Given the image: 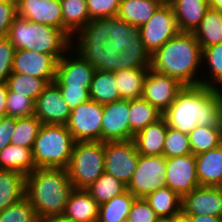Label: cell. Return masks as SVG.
I'll return each instance as SVG.
<instances>
[{"label": "cell", "instance_id": "6da1fadb", "mask_svg": "<svg viewBox=\"0 0 222 222\" xmlns=\"http://www.w3.org/2000/svg\"><path fill=\"white\" fill-rule=\"evenodd\" d=\"M167 125L189 134L197 125L222 127V90L184 86L163 113Z\"/></svg>", "mask_w": 222, "mask_h": 222}, {"label": "cell", "instance_id": "7a4b0ae2", "mask_svg": "<svg viewBox=\"0 0 222 222\" xmlns=\"http://www.w3.org/2000/svg\"><path fill=\"white\" fill-rule=\"evenodd\" d=\"M202 58L203 49L194 33L179 32L151 55L150 68L177 79L183 86H198L204 76L199 71L204 70Z\"/></svg>", "mask_w": 222, "mask_h": 222}, {"label": "cell", "instance_id": "3957f363", "mask_svg": "<svg viewBox=\"0 0 222 222\" xmlns=\"http://www.w3.org/2000/svg\"><path fill=\"white\" fill-rule=\"evenodd\" d=\"M74 187L65 168H36L25 179V197L42 221L63 215Z\"/></svg>", "mask_w": 222, "mask_h": 222}, {"label": "cell", "instance_id": "277c9868", "mask_svg": "<svg viewBox=\"0 0 222 222\" xmlns=\"http://www.w3.org/2000/svg\"><path fill=\"white\" fill-rule=\"evenodd\" d=\"M16 50L53 54L58 60L71 49V38L53 26L16 16L7 36Z\"/></svg>", "mask_w": 222, "mask_h": 222}, {"label": "cell", "instance_id": "5b68a950", "mask_svg": "<svg viewBox=\"0 0 222 222\" xmlns=\"http://www.w3.org/2000/svg\"><path fill=\"white\" fill-rule=\"evenodd\" d=\"M75 144L67 125L43 124L32 149L36 168H67Z\"/></svg>", "mask_w": 222, "mask_h": 222}, {"label": "cell", "instance_id": "8992f818", "mask_svg": "<svg viewBox=\"0 0 222 222\" xmlns=\"http://www.w3.org/2000/svg\"><path fill=\"white\" fill-rule=\"evenodd\" d=\"M105 142H75L67 172L74 189H87L104 170Z\"/></svg>", "mask_w": 222, "mask_h": 222}, {"label": "cell", "instance_id": "52a82bcc", "mask_svg": "<svg viewBox=\"0 0 222 222\" xmlns=\"http://www.w3.org/2000/svg\"><path fill=\"white\" fill-rule=\"evenodd\" d=\"M139 29L143 46L150 56L180 32L173 9L166 0Z\"/></svg>", "mask_w": 222, "mask_h": 222}, {"label": "cell", "instance_id": "ba28073f", "mask_svg": "<svg viewBox=\"0 0 222 222\" xmlns=\"http://www.w3.org/2000/svg\"><path fill=\"white\" fill-rule=\"evenodd\" d=\"M166 157L139 155L134 174L126 186L136 198H145L148 194L165 186Z\"/></svg>", "mask_w": 222, "mask_h": 222}, {"label": "cell", "instance_id": "9c48e42d", "mask_svg": "<svg viewBox=\"0 0 222 222\" xmlns=\"http://www.w3.org/2000/svg\"><path fill=\"white\" fill-rule=\"evenodd\" d=\"M103 105L88 100L73 108L67 128L75 142L101 141Z\"/></svg>", "mask_w": 222, "mask_h": 222}, {"label": "cell", "instance_id": "30bf717a", "mask_svg": "<svg viewBox=\"0 0 222 222\" xmlns=\"http://www.w3.org/2000/svg\"><path fill=\"white\" fill-rule=\"evenodd\" d=\"M138 158L139 153L133 140L105 142L104 170L126 186L134 174Z\"/></svg>", "mask_w": 222, "mask_h": 222}, {"label": "cell", "instance_id": "8fae6325", "mask_svg": "<svg viewBox=\"0 0 222 222\" xmlns=\"http://www.w3.org/2000/svg\"><path fill=\"white\" fill-rule=\"evenodd\" d=\"M69 53L68 55L67 52L58 60L54 83L59 88L90 89L96 69L72 48Z\"/></svg>", "mask_w": 222, "mask_h": 222}, {"label": "cell", "instance_id": "7c38bea8", "mask_svg": "<svg viewBox=\"0 0 222 222\" xmlns=\"http://www.w3.org/2000/svg\"><path fill=\"white\" fill-rule=\"evenodd\" d=\"M165 186L171 188L181 198L200 184L197 180L196 157L193 153L166 158Z\"/></svg>", "mask_w": 222, "mask_h": 222}, {"label": "cell", "instance_id": "4fadbf2b", "mask_svg": "<svg viewBox=\"0 0 222 222\" xmlns=\"http://www.w3.org/2000/svg\"><path fill=\"white\" fill-rule=\"evenodd\" d=\"M183 87L177 79L149 68L144 81L142 98L164 113Z\"/></svg>", "mask_w": 222, "mask_h": 222}, {"label": "cell", "instance_id": "5bb4252c", "mask_svg": "<svg viewBox=\"0 0 222 222\" xmlns=\"http://www.w3.org/2000/svg\"><path fill=\"white\" fill-rule=\"evenodd\" d=\"M133 138L129 125V100L119 99L103 105L101 141H128Z\"/></svg>", "mask_w": 222, "mask_h": 222}, {"label": "cell", "instance_id": "9a60e30c", "mask_svg": "<svg viewBox=\"0 0 222 222\" xmlns=\"http://www.w3.org/2000/svg\"><path fill=\"white\" fill-rule=\"evenodd\" d=\"M70 113V107L54 82L49 83L34 104V116L43 124L67 125Z\"/></svg>", "mask_w": 222, "mask_h": 222}, {"label": "cell", "instance_id": "2e32d148", "mask_svg": "<svg viewBox=\"0 0 222 222\" xmlns=\"http://www.w3.org/2000/svg\"><path fill=\"white\" fill-rule=\"evenodd\" d=\"M58 59L53 54L31 50H15L12 73H21L53 83Z\"/></svg>", "mask_w": 222, "mask_h": 222}, {"label": "cell", "instance_id": "e0dca14e", "mask_svg": "<svg viewBox=\"0 0 222 222\" xmlns=\"http://www.w3.org/2000/svg\"><path fill=\"white\" fill-rule=\"evenodd\" d=\"M181 211L186 215L222 217V187H196L182 197Z\"/></svg>", "mask_w": 222, "mask_h": 222}, {"label": "cell", "instance_id": "ac0fdd59", "mask_svg": "<svg viewBox=\"0 0 222 222\" xmlns=\"http://www.w3.org/2000/svg\"><path fill=\"white\" fill-rule=\"evenodd\" d=\"M82 59L87 60L96 71H119L127 69V59L123 51L114 49L112 44L93 46H71ZM74 48V49H73Z\"/></svg>", "mask_w": 222, "mask_h": 222}, {"label": "cell", "instance_id": "d6986e66", "mask_svg": "<svg viewBox=\"0 0 222 222\" xmlns=\"http://www.w3.org/2000/svg\"><path fill=\"white\" fill-rule=\"evenodd\" d=\"M17 15L38 24L63 30L61 2L59 0H16Z\"/></svg>", "mask_w": 222, "mask_h": 222}, {"label": "cell", "instance_id": "ffe728a7", "mask_svg": "<svg viewBox=\"0 0 222 222\" xmlns=\"http://www.w3.org/2000/svg\"><path fill=\"white\" fill-rule=\"evenodd\" d=\"M172 7L180 32H194L207 10L208 0H166Z\"/></svg>", "mask_w": 222, "mask_h": 222}, {"label": "cell", "instance_id": "44dd1931", "mask_svg": "<svg viewBox=\"0 0 222 222\" xmlns=\"http://www.w3.org/2000/svg\"><path fill=\"white\" fill-rule=\"evenodd\" d=\"M195 157L200 186L222 187V144Z\"/></svg>", "mask_w": 222, "mask_h": 222}, {"label": "cell", "instance_id": "7402d4cb", "mask_svg": "<svg viewBox=\"0 0 222 222\" xmlns=\"http://www.w3.org/2000/svg\"><path fill=\"white\" fill-rule=\"evenodd\" d=\"M167 128V122L165 118L162 117L138 132L134 136L133 141L135 142L139 155H163Z\"/></svg>", "mask_w": 222, "mask_h": 222}, {"label": "cell", "instance_id": "603a6c76", "mask_svg": "<svg viewBox=\"0 0 222 222\" xmlns=\"http://www.w3.org/2000/svg\"><path fill=\"white\" fill-rule=\"evenodd\" d=\"M98 212L99 204L86 189H73L63 216L77 222H97Z\"/></svg>", "mask_w": 222, "mask_h": 222}, {"label": "cell", "instance_id": "cb8c5ba5", "mask_svg": "<svg viewBox=\"0 0 222 222\" xmlns=\"http://www.w3.org/2000/svg\"><path fill=\"white\" fill-rule=\"evenodd\" d=\"M165 0H121L117 17L142 27Z\"/></svg>", "mask_w": 222, "mask_h": 222}, {"label": "cell", "instance_id": "d4e9b609", "mask_svg": "<svg viewBox=\"0 0 222 222\" xmlns=\"http://www.w3.org/2000/svg\"><path fill=\"white\" fill-rule=\"evenodd\" d=\"M34 169L32 149L7 144L0 151V170L19 171L26 176Z\"/></svg>", "mask_w": 222, "mask_h": 222}, {"label": "cell", "instance_id": "484cf974", "mask_svg": "<svg viewBox=\"0 0 222 222\" xmlns=\"http://www.w3.org/2000/svg\"><path fill=\"white\" fill-rule=\"evenodd\" d=\"M110 26L111 17L90 20L84 28L75 33L77 36L71 37V46H93V44L106 46L110 44Z\"/></svg>", "mask_w": 222, "mask_h": 222}, {"label": "cell", "instance_id": "4316f807", "mask_svg": "<svg viewBox=\"0 0 222 222\" xmlns=\"http://www.w3.org/2000/svg\"><path fill=\"white\" fill-rule=\"evenodd\" d=\"M25 179L19 171L0 170V211L25 196Z\"/></svg>", "mask_w": 222, "mask_h": 222}, {"label": "cell", "instance_id": "83f0119b", "mask_svg": "<svg viewBox=\"0 0 222 222\" xmlns=\"http://www.w3.org/2000/svg\"><path fill=\"white\" fill-rule=\"evenodd\" d=\"M147 72L148 69L138 68L113 72L120 99L131 100L142 98Z\"/></svg>", "mask_w": 222, "mask_h": 222}, {"label": "cell", "instance_id": "f1b7e54d", "mask_svg": "<svg viewBox=\"0 0 222 222\" xmlns=\"http://www.w3.org/2000/svg\"><path fill=\"white\" fill-rule=\"evenodd\" d=\"M63 31L71 38L90 21L86 0H61Z\"/></svg>", "mask_w": 222, "mask_h": 222}, {"label": "cell", "instance_id": "f546056e", "mask_svg": "<svg viewBox=\"0 0 222 222\" xmlns=\"http://www.w3.org/2000/svg\"><path fill=\"white\" fill-rule=\"evenodd\" d=\"M193 33L202 49L221 43L222 11L210 7Z\"/></svg>", "mask_w": 222, "mask_h": 222}, {"label": "cell", "instance_id": "4dcf8cb0", "mask_svg": "<svg viewBox=\"0 0 222 222\" xmlns=\"http://www.w3.org/2000/svg\"><path fill=\"white\" fill-rule=\"evenodd\" d=\"M162 117L163 113L143 98L129 100V125L134 136Z\"/></svg>", "mask_w": 222, "mask_h": 222}, {"label": "cell", "instance_id": "1f68e13d", "mask_svg": "<svg viewBox=\"0 0 222 222\" xmlns=\"http://www.w3.org/2000/svg\"><path fill=\"white\" fill-rule=\"evenodd\" d=\"M136 197L127 189L99 205L97 222H120L128 219L129 211Z\"/></svg>", "mask_w": 222, "mask_h": 222}, {"label": "cell", "instance_id": "d6a6232c", "mask_svg": "<svg viewBox=\"0 0 222 222\" xmlns=\"http://www.w3.org/2000/svg\"><path fill=\"white\" fill-rule=\"evenodd\" d=\"M89 91L90 99L101 105L120 99L114 73L111 71H96Z\"/></svg>", "mask_w": 222, "mask_h": 222}, {"label": "cell", "instance_id": "836d02e7", "mask_svg": "<svg viewBox=\"0 0 222 222\" xmlns=\"http://www.w3.org/2000/svg\"><path fill=\"white\" fill-rule=\"evenodd\" d=\"M145 200L160 217H172L181 212L182 198L168 186L148 194Z\"/></svg>", "mask_w": 222, "mask_h": 222}, {"label": "cell", "instance_id": "e575fe53", "mask_svg": "<svg viewBox=\"0 0 222 222\" xmlns=\"http://www.w3.org/2000/svg\"><path fill=\"white\" fill-rule=\"evenodd\" d=\"M202 62L210 73L207 71L208 74H204L205 76L201 78V85L222 90V42L203 48Z\"/></svg>", "mask_w": 222, "mask_h": 222}, {"label": "cell", "instance_id": "d590c367", "mask_svg": "<svg viewBox=\"0 0 222 222\" xmlns=\"http://www.w3.org/2000/svg\"><path fill=\"white\" fill-rule=\"evenodd\" d=\"M188 135L194 155L202 154L222 144V127L197 125Z\"/></svg>", "mask_w": 222, "mask_h": 222}, {"label": "cell", "instance_id": "8d00e7d4", "mask_svg": "<svg viewBox=\"0 0 222 222\" xmlns=\"http://www.w3.org/2000/svg\"><path fill=\"white\" fill-rule=\"evenodd\" d=\"M6 83L10 91L27 96L34 102L49 85V82L45 79L21 73H11Z\"/></svg>", "mask_w": 222, "mask_h": 222}, {"label": "cell", "instance_id": "74e56055", "mask_svg": "<svg viewBox=\"0 0 222 222\" xmlns=\"http://www.w3.org/2000/svg\"><path fill=\"white\" fill-rule=\"evenodd\" d=\"M126 185L113 175L104 172L86 191L100 205L123 193Z\"/></svg>", "mask_w": 222, "mask_h": 222}, {"label": "cell", "instance_id": "f35d334b", "mask_svg": "<svg viewBox=\"0 0 222 222\" xmlns=\"http://www.w3.org/2000/svg\"><path fill=\"white\" fill-rule=\"evenodd\" d=\"M42 125L43 123L34 115L16 118V127L11 135L10 144L33 149Z\"/></svg>", "mask_w": 222, "mask_h": 222}, {"label": "cell", "instance_id": "ab89813d", "mask_svg": "<svg viewBox=\"0 0 222 222\" xmlns=\"http://www.w3.org/2000/svg\"><path fill=\"white\" fill-rule=\"evenodd\" d=\"M128 37L130 41L123 51L127 59V69H149L151 56L143 46L141 34H132Z\"/></svg>", "mask_w": 222, "mask_h": 222}, {"label": "cell", "instance_id": "60d3db41", "mask_svg": "<svg viewBox=\"0 0 222 222\" xmlns=\"http://www.w3.org/2000/svg\"><path fill=\"white\" fill-rule=\"evenodd\" d=\"M192 153L189 135L168 126L166 131L163 156L173 158Z\"/></svg>", "mask_w": 222, "mask_h": 222}, {"label": "cell", "instance_id": "b9f144b4", "mask_svg": "<svg viewBox=\"0 0 222 222\" xmlns=\"http://www.w3.org/2000/svg\"><path fill=\"white\" fill-rule=\"evenodd\" d=\"M0 222H40L29 200L24 196L18 202L0 211Z\"/></svg>", "mask_w": 222, "mask_h": 222}, {"label": "cell", "instance_id": "7bdbcfd3", "mask_svg": "<svg viewBox=\"0 0 222 222\" xmlns=\"http://www.w3.org/2000/svg\"><path fill=\"white\" fill-rule=\"evenodd\" d=\"M141 34L139 27L120 20L117 16L111 17L109 40L114 49L124 51L128 45L129 35Z\"/></svg>", "mask_w": 222, "mask_h": 222}, {"label": "cell", "instance_id": "ee69618b", "mask_svg": "<svg viewBox=\"0 0 222 222\" xmlns=\"http://www.w3.org/2000/svg\"><path fill=\"white\" fill-rule=\"evenodd\" d=\"M35 102L27 96L12 92L8 89L6 100L7 116L13 118L29 117L34 115Z\"/></svg>", "mask_w": 222, "mask_h": 222}, {"label": "cell", "instance_id": "f6af8a7d", "mask_svg": "<svg viewBox=\"0 0 222 222\" xmlns=\"http://www.w3.org/2000/svg\"><path fill=\"white\" fill-rule=\"evenodd\" d=\"M121 0H86L90 20L117 16Z\"/></svg>", "mask_w": 222, "mask_h": 222}, {"label": "cell", "instance_id": "bcb514c9", "mask_svg": "<svg viewBox=\"0 0 222 222\" xmlns=\"http://www.w3.org/2000/svg\"><path fill=\"white\" fill-rule=\"evenodd\" d=\"M15 50L7 36L0 37V82H6L12 73Z\"/></svg>", "mask_w": 222, "mask_h": 222}, {"label": "cell", "instance_id": "7dc6e473", "mask_svg": "<svg viewBox=\"0 0 222 222\" xmlns=\"http://www.w3.org/2000/svg\"><path fill=\"white\" fill-rule=\"evenodd\" d=\"M160 217L145 198H135L129 211L130 222H157Z\"/></svg>", "mask_w": 222, "mask_h": 222}, {"label": "cell", "instance_id": "c3c4849f", "mask_svg": "<svg viewBox=\"0 0 222 222\" xmlns=\"http://www.w3.org/2000/svg\"><path fill=\"white\" fill-rule=\"evenodd\" d=\"M17 16V1L0 2V37L8 36L10 26Z\"/></svg>", "mask_w": 222, "mask_h": 222}, {"label": "cell", "instance_id": "681fc988", "mask_svg": "<svg viewBox=\"0 0 222 222\" xmlns=\"http://www.w3.org/2000/svg\"><path fill=\"white\" fill-rule=\"evenodd\" d=\"M64 101L72 110L79 104L90 100L89 89L59 88Z\"/></svg>", "mask_w": 222, "mask_h": 222}, {"label": "cell", "instance_id": "f907efd6", "mask_svg": "<svg viewBox=\"0 0 222 222\" xmlns=\"http://www.w3.org/2000/svg\"><path fill=\"white\" fill-rule=\"evenodd\" d=\"M16 127V118L3 116L0 118V151L10 144L11 135Z\"/></svg>", "mask_w": 222, "mask_h": 222}, {"label": "cell", "instance_id": "816d5d0a", "mask_svg": "<svg viewBox=\"0 0 222 222\" xmlns=\"http://www.w3.org/2000/svg\"><path fill=\"white\" fill-rule=\"evenodd\" d=\"M8 95V86L6 82H0V118L7 116L6 100Z\"/></svg>", "mask_w": 222, "mask_h": 222}, {"label": "cell", "instance_id": "f5cc1de1", "mask_svg": "<svg viewBox=\"0 0 222 222\" xmlns=\"http://www.w3.org/2000/svg\"><path fill=\"white\" fill-rule=\"evenodd\" d=\"M191 222H222V217L212 215H189Z\"/></svg>", "mask_w": 222, "mask_h": 222}, {"label": "cell", "instance_id": "db71d44e", "mask_svg": "<svg viewBox=\"0 0 222 222\" xmlns=\"http://www.w3.org/2000/svg\"><path fill=\"white\" fill-rule=\"evenodd\" d=\"M40 222H77V221L64 217L63 215H60V216H53L46 218Z\"/></svg>", "mask_w": 222, "mask_h": 222}, {"label": "cell", "instance_id": "11a10c76", "mask_svg": "<svg viewBox=\"0 0 222 222\" xmlns=\"http://www.w3.org/2000/svg\"><path fill=\"white\" fill-rule=\"evenodd\" d=\"M174 222H191L189 215L184 214L182 211L174 215Z\"/></svg>", "mask_w": 222, "mask_h": 222}, {"label": "cell", "instance_id": "9f6ffc18", "mask_svg": "<svg viewBox=\"0 0 222 222\" xmlns=\"http://www.w3.org/2000/svg\"><path fill=\"white\" fill-rule=\"evenodd\" d=\"M208 1L211 8L222 11V0H208Z\"/></svg>", "mask_w": 222, "mask_h": 222}, {"label": "cell", "instance_id": "6f0895ef", "mask_svg": "<svg viewBox=\"0 0 222 222\" xmlns=\"http://www.w3.org/2000/svg\"><path fill=\"white\" fill-rule=\"evenodd\" d=\"M157 222H174V215L172 217L159 218Z\"/></svg>", "mask_w": 222, "mask_h": 222}, {"label": "cell", "instance_id": "680465c9", "mask_svg": "<svg viewBox=\"0 0 222 222\" xmlns=\"http://www.w3.org/2000/svg\"><path fill=\"white\" fill-rule=\"evenodd\" d=\"M120 222H130V220L129 219H125V220L120 221Z\"/></svg>", "mask_w": 222, "mask_h": 222}, {"label": "cell", "instance_id": "91938a15", "mask_svg": "<svg viewBox=\"0 0 222 222\" xmlns=\"http://www.w3.org/2000/svg\"><path fill=\"white\" fill-rule=\"evenodd\" d=\"M3 1H16V0H0V2H3Z\"/></svg>", "mask_w": 222, "mask_h": 222}]
</instances>
